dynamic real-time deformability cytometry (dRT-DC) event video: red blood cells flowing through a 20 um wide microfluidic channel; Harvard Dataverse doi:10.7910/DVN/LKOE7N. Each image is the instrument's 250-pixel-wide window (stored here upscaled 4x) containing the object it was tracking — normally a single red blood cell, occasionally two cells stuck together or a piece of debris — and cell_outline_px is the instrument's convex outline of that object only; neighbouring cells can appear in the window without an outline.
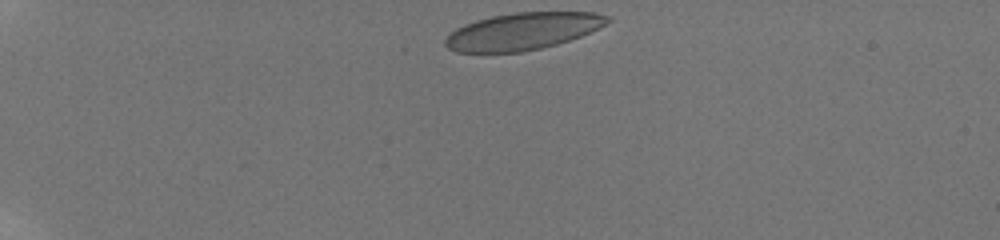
{"species": "human", "species_latin": "Homo sapiens", "temperature_condition": "room temperature", "stored_images_in_passage": 16, "camera_frame_rate_fps": 3000, "um_per_image_px": 0.085, "donor": {"sex": "male"}, "frame": {"image": 1, "passage_image": 1, "time_ms": 0.0, "image_size_px": [1000, 240], "cell_outline_px": [[612, 20], [580, 36], [556, 44], [540, 48], [520, 52], [456, 52], [448, 48], [444, 44], [444, 40], [456, 28], [464, 24], [476, 20], [492, 16], [516, 12], [596, 12], [612, 16]], "centroid_in_image_um": [44.42, 2.65], "position_along_channel_um": 40.6, "area_um2": 34.8}}
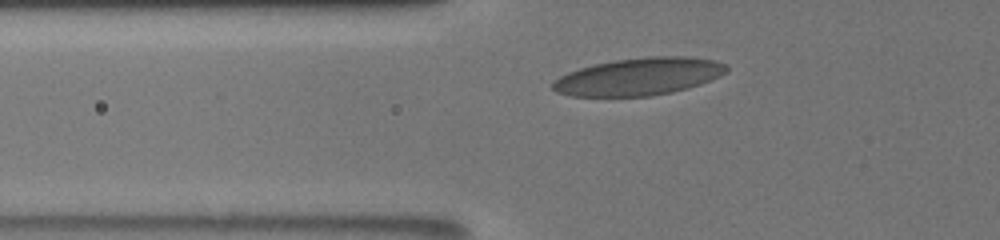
{"frame": {"image": 2, "passage_image": 8, "time_ms": 2.667, "image_size_px": [1000, 240], "cell_outline_px": [[728, 72], [712, 80], [688, 88], [672, 92], [652, 96], [572, 96], [556, 92], [552, 88], [552, 80], [568, 72], [580, 68], [596, 64], [616, 60], [652, 56], [684, 56], [716, 60], [724, 64], [728, 68]], "centroid_in_image_um": [54.32, 6.51], "position_along_channel_um": 71.5, "area_um2": 37.92}}
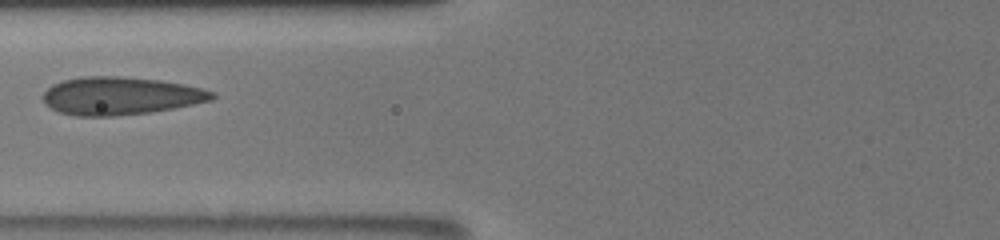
{"frame": {"image": 3, "passage_image": 11, "time_ms": 4.0, "image_size_px": [1000, 240], "cell_outline_px": [[216, 96], [212, 100], [152, 112], [112, 116], [76, 116], [60, 112], [44, 104], [40, 96], [52, 84], [64, 80], [80, 76], [120, 76], [160, 80], [184, 84], [216, 92]], "centroid_in_image_um": [10.21, 8.14], "position_along_channel_um": 115.6, "area_um2": 37.45}}